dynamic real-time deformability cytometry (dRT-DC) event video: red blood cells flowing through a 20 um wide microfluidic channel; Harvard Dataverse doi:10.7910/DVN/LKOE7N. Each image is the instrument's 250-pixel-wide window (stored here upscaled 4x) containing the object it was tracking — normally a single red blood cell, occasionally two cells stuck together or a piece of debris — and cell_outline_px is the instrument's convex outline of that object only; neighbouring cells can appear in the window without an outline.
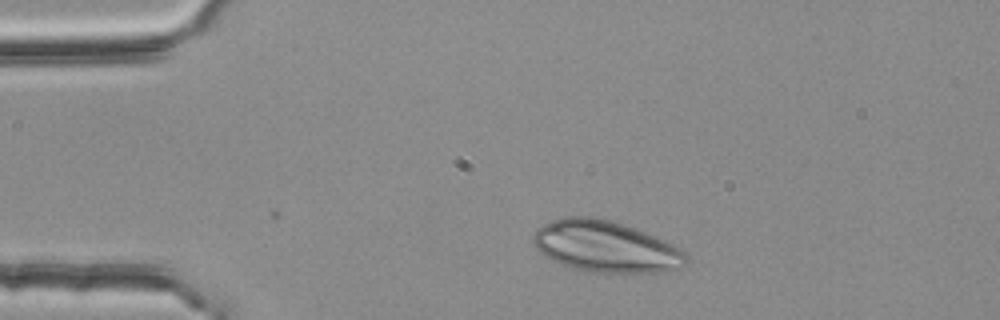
{"species": "common noctule bat (a hibernating species)", "species_latin": "Nyctalus noctula", "temperature_condition": "room temperature", "stored_images_in_passage": 38, "camera_frame_rate_fps": 3000, "um_per_image_px": 0.085, "animal": {"sex": "female", "body_mass_g": 25.1}, "frame": {"image": 1, "passage_image": 1, "time_ms": 0.0, "image_size_px": [1000, 320], "cell_outline_px": [[688, 264], [684, 268], [660, 272], [592, 272], [572, 268], [552, 260], [540, 252], [532, 244], [532, 236], [536, 228], [552, 220], [564, 216], [592, 216], [624, 224], [636, 228], [656, 236], [680, 248], [688, 256]], "centroid_in_image_um": [51.49, 20.95], "position_along_channel_um": 33.5, "area_um2": 46.12}}
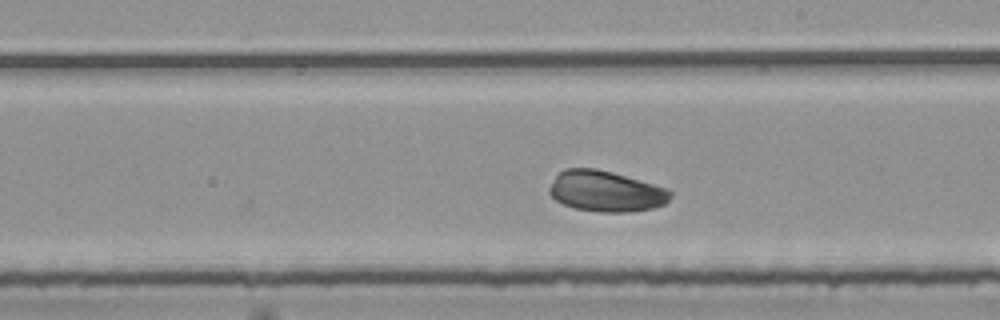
{"frame": {"image": 2, "passage_image": 21, "time_ms": 6.667, "image_size_px": [1000, 320], "cell_outline_px": [[672, 196], [664, 204], [652, 208], [628, 212], [596, 212], [576, 208], [564, 204], [556, 200], [548, 192], [548, 188], [556, 176], [564, 168], [596, 168], [612, 172], [668, 188], [672, 192]], "centroid_in_image_um": [51.5, 16.25], "position_along_channel_um": 237.5, "area_um2": 28.78}}
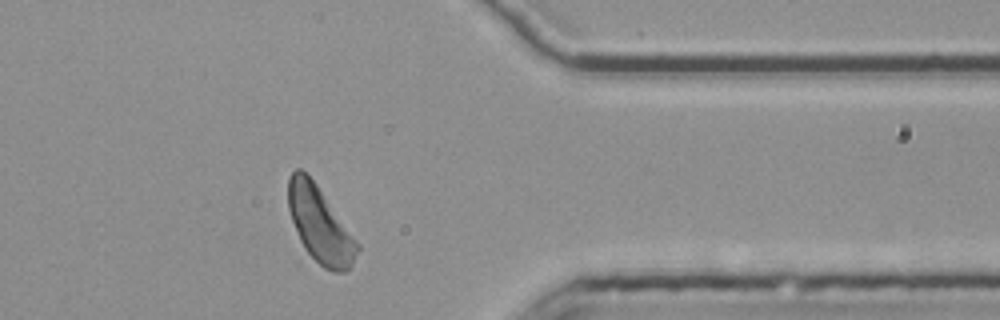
{"frame": {"image": 3, "passage_image": 34, "time_ms": 11.0, "image_size_px": [1000, 320], "cell_outline_px": [[360, 248], [352, 264], [344, 272], [332, 272], [304, 260], [288, 208], [288, 176], [296, 168], [300, 168], [316, 184], [360, 244]], "centroid_in_image_um": [27.14, 19.21], "position_along_channel_um": 384.3, "area_um2": 31.56}}